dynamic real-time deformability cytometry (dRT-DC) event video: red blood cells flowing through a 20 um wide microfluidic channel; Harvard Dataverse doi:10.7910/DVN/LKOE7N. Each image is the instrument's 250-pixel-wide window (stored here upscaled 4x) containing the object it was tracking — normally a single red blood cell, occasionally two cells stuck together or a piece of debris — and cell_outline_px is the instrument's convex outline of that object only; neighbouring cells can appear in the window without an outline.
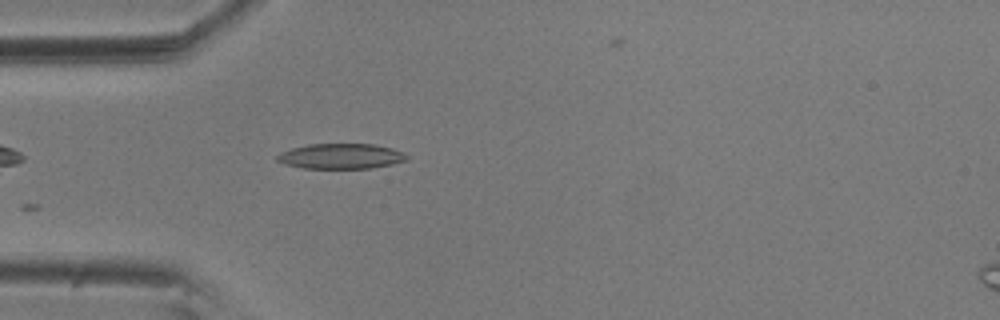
{"species": "common noctule bat (a hibernating species)", "species_latin": "Nyctalus noctula", "temperature_condition": "room temperature", "stored_images_in_passage": 10, "camera_frame_rate_fps": 3000, "um_per_image_px": 0.085, "animal": {"sex": "male", "body_mass_g": 20.5, "forearm_length_mm": 52.5}, "frame": {"image": 1, "passage_image": 1, "time_ms": 0.0, "image_size_px": [1000, 320], "cell_outline_px": [[408, 160], [392, 164], [372, 168], [304, 168], [284, 164], [276, 160], [276, 156], [280, 152], [292, 148], [308, 144], [372, 144], [392, 148], [408, 156]], "centroid_in_image_um": [28.95, 13.28], "position_along_channel_um": 56.0, "area_um2": 19.02}}
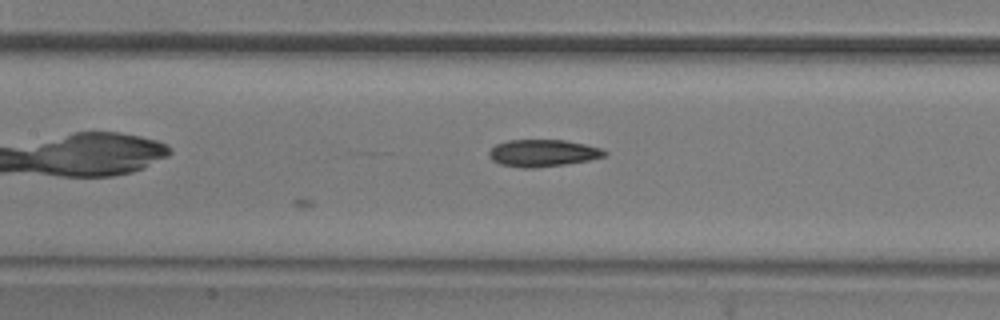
{"frame": {"image": 2, "passage_image": 10, "time_ms": 3.0, "image_size_px": [1000, 320], "cell_outline_px": [[608, 152], [604, 156], [588, 160], [564, 164], [532, 168], [520, 168], [500, 164], [492, 160], [488, 156], [488, 152], [496, 144], [508, 140], [564, 140], [584, 144], [600, 148]], "centroid_in_image_um": [46.09, 13.01], "position_along_channel_um": 161.3, "area_um2": 18.09}}